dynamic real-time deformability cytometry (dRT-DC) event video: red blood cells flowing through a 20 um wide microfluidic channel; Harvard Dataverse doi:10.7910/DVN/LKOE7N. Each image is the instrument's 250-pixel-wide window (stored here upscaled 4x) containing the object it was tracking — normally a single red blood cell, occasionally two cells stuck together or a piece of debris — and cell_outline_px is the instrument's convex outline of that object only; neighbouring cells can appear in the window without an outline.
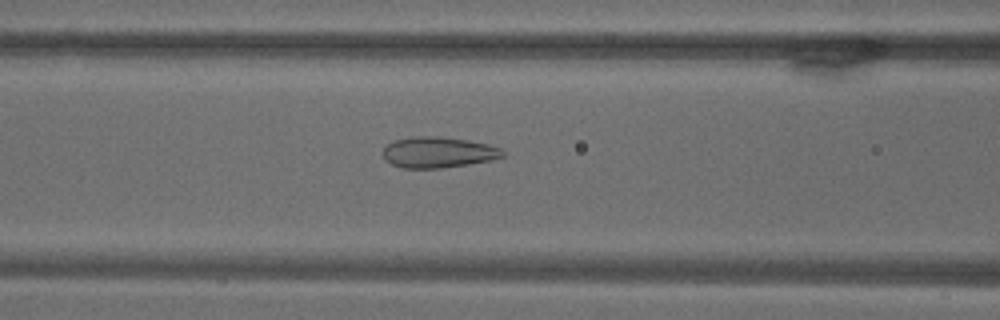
{"species": "common noctule bat (a hibernating species)", "species_latin": "Nyctalus noctula", "temperature_condition": "warm", "stored_images_in_passage": 69, "camera_frame_rate_fps": 3000, "um_per_image_px": 0.085, "animal": {"sex": "male", "body_mass_g": 18.8}, "frame": {"image": 1, "passage_image": 29, "time_ms": 9.333, "image_size_px": [1000, 320], "cell_outline_px": [[504, 156], [492, 160], [468, 164], [440, 168], [400, 168], [384, 160], [384, 148], [388, 144], [396, 140], [412, 136], [436, 136], [468, 140], [488, 144], [500, 148], [504, 152]], "centroid_in_image_um": [37.24, 12.95], "position_along_channel_um": 129.4, "area_um2": 21.5}}
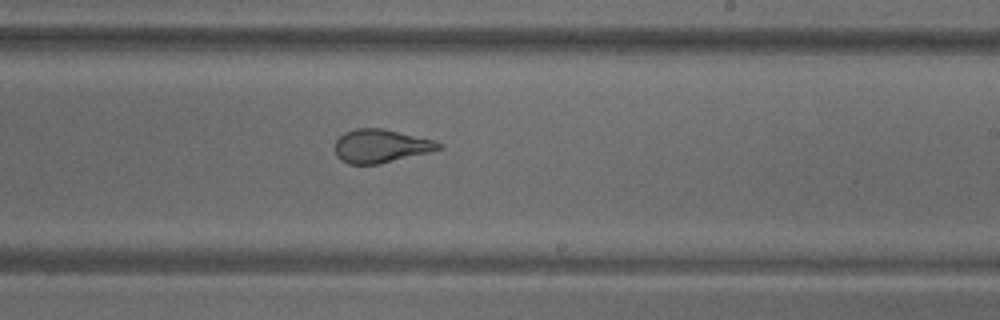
{"frame": {"image": 2, "passage_image": 42, "time_ms": 13.667, "image_size_px": [1000, 320], "cell_outline_px": [[444, 148], [380, 164], [348, 164], [340, 160], [336, 156], [336, 140], [344, 132], [356, 128], [384, 128], [436, 140]], "centroid_in_image_um": [32.37, 12.4], "position_along_channel_um": 256.6, "area_um2": 20.29}}
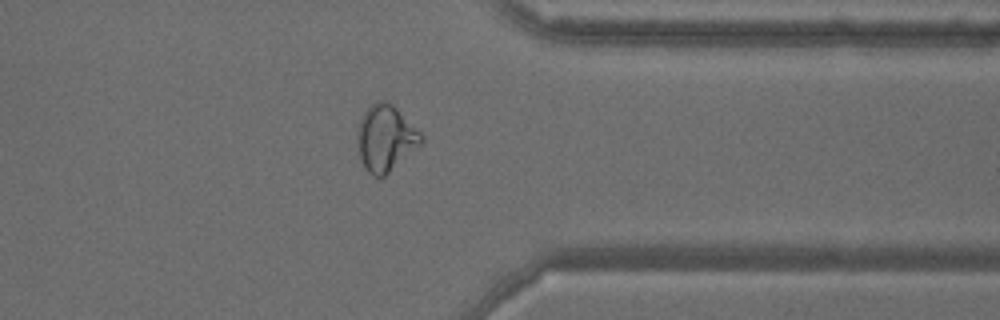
{"frame": {"image": 3, "passage_image": 55, "time_ms": 18.0, "image_size_px": [1000, 320], "cell_outline_px": [[424, 140], [420, 144], [384, 176], [372, 176], [364, 168], [360, 160], [356, 136], [356, 132], [360, 120], [364, 112], [372, 104], [380, 100], [388, 100], [424, 136]], "centroid_in_image_um": [32.74, 11.74], "position_along_channel_um": 378.7, "area_um2": 24.33}}